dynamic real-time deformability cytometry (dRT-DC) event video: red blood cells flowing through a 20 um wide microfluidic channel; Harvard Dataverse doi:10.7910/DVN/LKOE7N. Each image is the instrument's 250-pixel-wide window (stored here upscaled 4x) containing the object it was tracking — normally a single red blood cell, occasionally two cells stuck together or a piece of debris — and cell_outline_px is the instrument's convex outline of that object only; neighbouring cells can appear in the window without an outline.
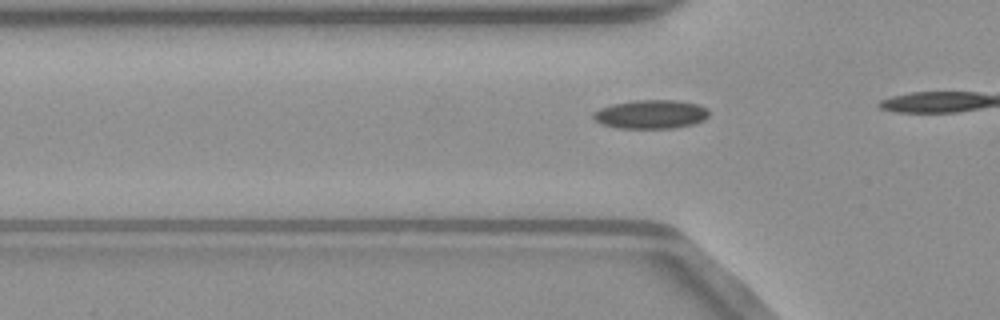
{"species": "common noctule bat (a hibernating species)", "species_latin": "Nyctalus noctula", "temperature_condition": "warm", "stored_images_in_passage": 15, "camera_frame_rate_fps": 3000, "um_per_image_px": 0.085, "animal": {"sex": "male", "body_mass_g": 23.1, "forearm_length_mm": 52.7}, "frame": {"image": 1, "passage_image": 12, "time_ms": 3.667, "image_size_px": [1000, 320], "cell_outline_px": [[708, 116], [704, 120], [696, 124], [676, 128], [620, 128], [604, 124], [596, 120], [592, 116], [592, 112], [600, 108], [612, 104], [632, 100], [676, 100], [696, 104], [708, 108]], "centroid_in_image_um": [55.35, 9.71], "position_along_channel_um": 70.4, "area_um2": 19.48}}